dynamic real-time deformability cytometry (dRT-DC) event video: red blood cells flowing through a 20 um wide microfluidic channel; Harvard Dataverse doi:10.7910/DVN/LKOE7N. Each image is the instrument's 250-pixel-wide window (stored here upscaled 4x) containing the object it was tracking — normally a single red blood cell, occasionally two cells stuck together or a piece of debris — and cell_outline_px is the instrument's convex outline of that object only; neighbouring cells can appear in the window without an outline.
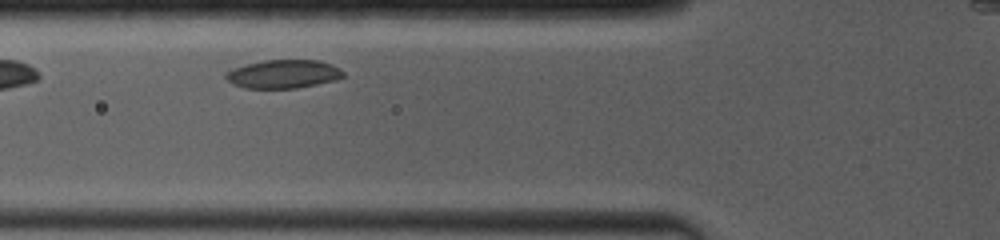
{"species": "common noctule bat (a hibernating species)", "species_latin": "Nyctalus noctula", "temperature_condition": "room temperature", "stored_images_in_passage": 17, "camera_frame_rate_fps": 4000, "um_per_image_px": 0.085, "animal": {"sex": "female", "body_mass_g": 19.0, "forearm_length_mm": 53.3}, "frame": {"image": 1, "passage_image": 3, "time_ms": 0.75, "image_size_px": [1000, 240], "cell_outline_px": [[344, 76], [336, 80], [296, 88], [244, 88], [232, 84], [224, 76], [224, 72], [232, 68], [244, 64], [264, 60], [320, 60], [332, 64], [340, 68], [344, 72]], "centroid_in_image_um": [24.06, 6.28], "position_along_channel_um": 101.7, "area_um2": 19.71}}
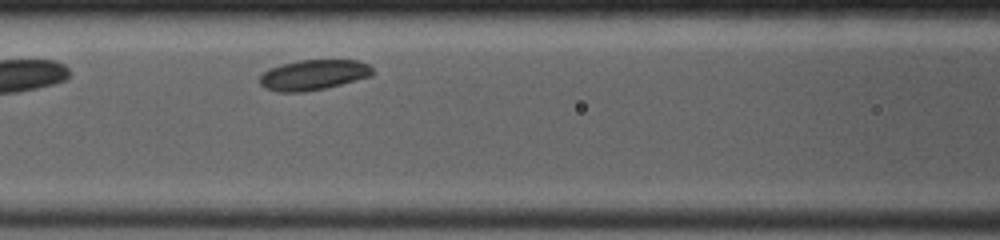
{"frame": {"image": 2, "passage_image": 10, "time_ms": 1.75, "image_size_px": [1000, 240], "cell_outline_px": [[372, 76], [324, 88], [304, 92], [280, 92], [264, 88], [260, 84], [260, 76], [268, 68], [300, 60], [356, 60], [368, 64], [372, 68]], "centroid_in_image_um": [26.63, 6.37], "position_along_channel_um": 140.0, "area_um2": 19.77}}
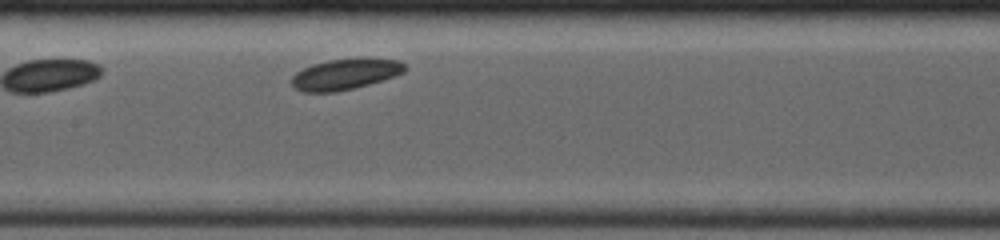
{"frame": {"image": 3, "passage_image": 13, "time_ms": 2.75, "image_size_px": [1000, 240], "cell_outline_px": [[408, 68], [404, 72], [396, 76], [368, 84], [336, 92], [300, 92], [292, 84], [292, 76], [296, 72], [312, 64], [328, 60], [400, 60]], "centroid_in_image_um": [29.31, 6.34], "position_along_channel_um": 178.1, "area_um2": 19.77}}